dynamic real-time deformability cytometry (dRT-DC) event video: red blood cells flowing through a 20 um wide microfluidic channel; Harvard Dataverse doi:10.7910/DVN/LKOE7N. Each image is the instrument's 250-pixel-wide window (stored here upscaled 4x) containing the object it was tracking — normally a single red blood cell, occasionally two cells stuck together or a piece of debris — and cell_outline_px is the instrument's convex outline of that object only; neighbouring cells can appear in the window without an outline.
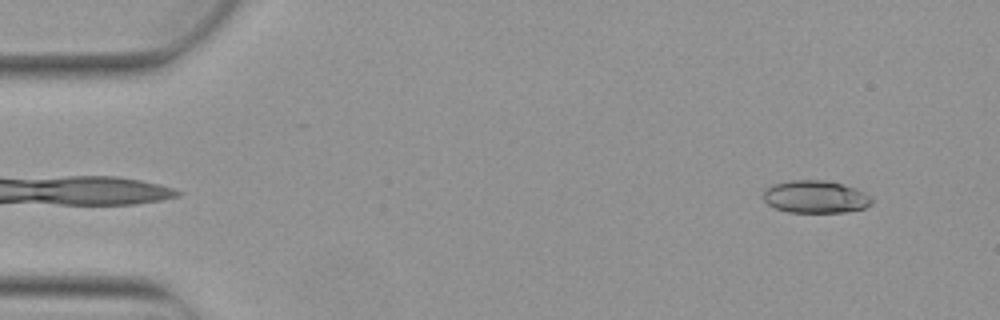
{"species": "Egyptian fruit bat (a non-hibernating species)", "species_latin": "Rousettus aegyptiacus", "temperature_condition": "warm", "stored_images_in_passage": 4, "camera_frame_rate_fps": 3000, "um_per_image_px": 0.085, "animal": {"sex": "female"}, "frame": {"image": 1, "passage_image": 4, "time_ms": 1.0, "image_size_px": [1000, 320], "cell_outline_px": [[872, 204], [864, 208], [844, 212], [788, 212], [776, 208], [768, 204], [764, 200], [764, 188], [772, 184], [792, 180], [824, 180], [844, 184], [856, 188], [872, 196]], "centroid_in_image_um": [69.33, 16.72], "position_along_channel_um": 15.7, "area_um2": 20.69}}